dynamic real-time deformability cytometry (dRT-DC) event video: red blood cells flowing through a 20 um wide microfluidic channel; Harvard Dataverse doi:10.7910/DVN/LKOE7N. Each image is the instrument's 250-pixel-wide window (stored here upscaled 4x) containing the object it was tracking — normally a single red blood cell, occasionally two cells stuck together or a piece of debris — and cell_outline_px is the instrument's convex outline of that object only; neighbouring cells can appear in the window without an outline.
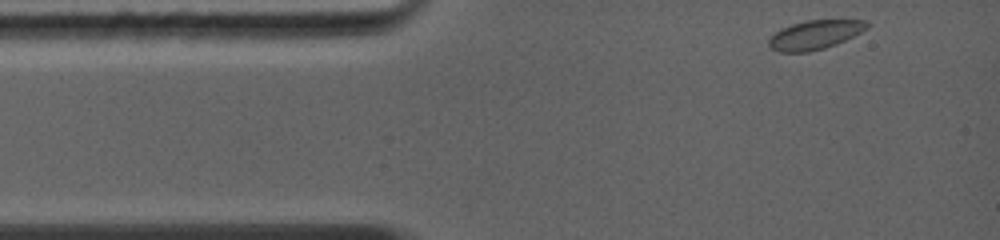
{"species": "common noctule bat (a hibernating species)", "species_latin": "Nyctalus noctula", "temperature_condition": "warm", "stored_images_in_passage": 31, "camera_frame_rate_fps": 5000, "um_per_image_px": 0.085, "animal": {"sex": "female", "body_mass_g": 19.0, "forearm_length_mm": 56.7}, "frame": {"image": 1, "passage_image": 1, "time_ms": 0.0, "image_size_px": [1000, 240], "cell_outline_px": [[868, 28], [836, 44], [824, 48], [808, 52], [780, 52], [772, 48], [768, 44], [768, 40], [780, 28], [792, 24], [808, 20], [868, 20]], "centroid_in_image_um": [69.26, 2.95], "position_along_channel_um": 15.7, "area_um2": 16.42}}
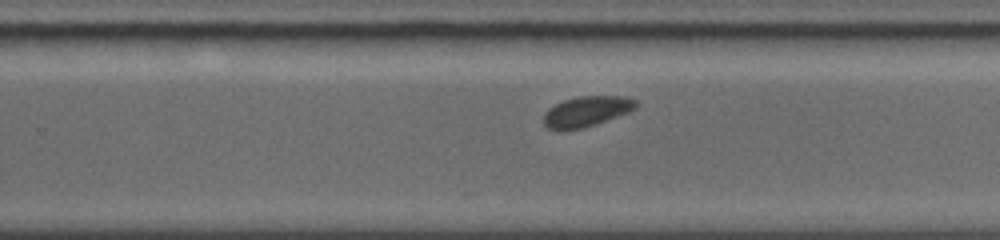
{"frame": {"image": 2, "passage_image": 15, "time_ms": 7.2, "image_size_px": [1000, 240], "cell_outline_px": [[636, 108], [628, 112], [596, 124], [584, 128], [548, 128], [544, 124], [544, 112], [548, 108], [564, 100], [580, 96], [624, 96], [636, 100]], "centroid_in_image_um": [49.87, 9.44], "position_along_channel_um": 279.9, "area_um2": 15.95}}
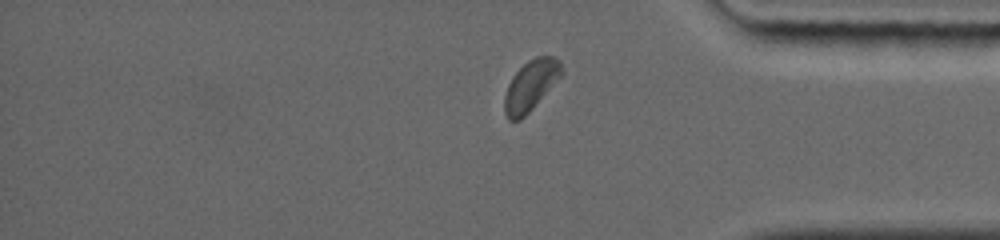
{"frame": {"image": 3, "passage_image": 26, "time_ms": 10.0, "image_size_px": [1000, 240], "cell_outline_px": [[564, 72], [532, 108], [520, 120], [508, 120], [504, 112], [504, 96], [508, 84], [512, 76], [528, 60], [536, 56], [552, 56], [560, 60]], "centroid_in_image_um": [45.1, 7.25], "position_along_channel_um": 390.1, "area_um2": 16.59}}